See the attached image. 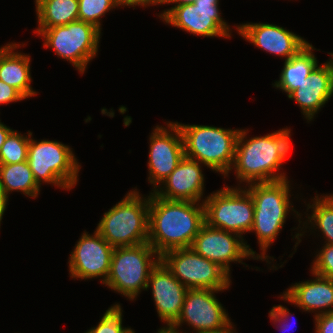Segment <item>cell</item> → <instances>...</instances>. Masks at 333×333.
<instances>
[{
  "label": "cell",
  "instance_id": "cell-24",
  "mask_svg": "<svg viewBox=\"0 0 333 333\" xmlns=\"http://www.w3.org/2000/svg\"><path fill=\"white\" fill-rule=\"evenodd\" d=\"M0 183L6 194L19 190L25 195L37 197L40 186L34 180L28 161L14 164H0Z\"/></svg>",
  "mask_w": 333,
  "mask_h": 333
},
{
  "label": "cell",
  "instance_id": "cell-12",
  "mask_svg": "<svg viewBox=\"0 0 333 333\" xmlns=\"http://www.w3.org/2000/svg\"><path fill=\"white\" fill-rule=\"evenodd\" d=\"M231 233L212 228L205 223L195 236L191 248L197 254L219 264L229 273L231 261L241 263V259L255 256V252L249 248V245H246L245 242L243 243V238L240 240L242 236L235 233L234 237Z\"/></svg>",
  "mask_w": 333,
  "mask_h": 333
},
{
  "label": "cell",
  "instance_id": "cell-6",
  "mask_svg": "<svg viewBox=\"0 0 333 333\" xmlns=\"http://www.w3.org/2000/svg\"><path fill=\"white\" fill-rule=\"evenodd\" d=\"M153 254H157L156 260H151ZM159 261L160 256L148 242L115 247L104 284L129 299H134L140 289H147L149 275Z\"/></svg>",
  "mask_w": 333,
  "mask_h": 333
},
{
  "label": "cell",
  "instance_id": "cell-34",
  "mask_svg": "<svg viewBox=\"0 0 333 333\" xmlns=\"http://www.w3.org/2000/svg\"><path fill=\"white\" fill-rule=\"evenodd\" d=\"M7 201H8V195L6 194L4 188L2 187V185L0 183V222L2 220V216L6 209Z\"/></svg>",
  "mask_w": 333,
  "mask_h": 333
},
{
  "label": "cell",
  "instance_id": "cell-22",
  "mask_svg": "<svg viewBox=\"0 0 333 333\" xmlns=\"http://www.w3.org/2000/svg\"><path fill=\"white\" fill-rule=\"evenodd\" d=\"M313 49L312 45L308 44L296 56L285 60L280 79L274 86L288 93L287 96L299 87L304 89L309 75L318 65L311 52Z\"/></svg>",
  "mask_w": 333,
  "mask_h": 333
},
{
  "label": "cell",
  "instance_id": "cell-2",
  "mask_svg": "<svg viewBox=\"0 0 333 333\" xmlns=\"http://www.w3.org/2000/svg\"><path fill=\"white\" fill-rule=\"evenodd\" d=\"M240 130L236 142L234 167L239 180L255 183L285 180V175L274 174L290 150V131L282 129L263 137L246 140ZM276 175V176H275Z\"/></svg>",
  "mask_w": 333,
  "mask_h": 333
},
{
  "label": "cell",
  "instance_id": "cell-25",
  "mask_svg": "<svg viewBox=\"0 0 333 333\" xmlns=\"http://www.w3.org/2000/svg\"><path fill=\"white\" fill-rule=\"evenodd\" d=\"M31 132L28 137L18 134L12 130L7 136L4 144L0 149V164H14L27 161L28 146Z\"/></svg>",
  "mask_w": 333,
  "mask_h": 333
},
{
  "label": "cell",
  "instance_id": "cell-30",
  "mask_svg": "<svg viewBox=\"0 0 333 333\" xmlns=\"http://www.w3.org/2000/svg\"><path fill=\"white\" fill-rule=\"evenodd\" d=\"M26 99L17 89L0 80V104Z\"/></svg>",
  "mask_w": 333,
  "mask_h": 333
},
{
  "label": "cell",
  "instance_id": "cell-10",
  "mask_svg": "<svg viewBox=\"0 0 333 333\" xmlns=\"http://www.w3.org/2000/svg\"><path fill=\"white\" fill-rule=\"evenodd\" d=\"M205 223L216 229L237 233L251 231L254 216V203L246 190L235 188L221 189L209 195L203 202Z\"/></svg>",
  "mask_w": 333,
  "mask_h": 333
},
{
  "label": "cell",
  "instance_id": "cell-21",
  "mask_svg": "<svg viewBox=\"0 0 333 333\" xmlns=\"http://www.w3.org/2000/svg\"><path fill=\"white\" fill-rule=\"evenodd\" d=\"M16 44L0 48V80L17 89L25 98L36 95L30 86V57L13 52Z\"/></svg>",
  "mask_w": 333,
  "mask_h": 333
},
{
  "label": "cell",
  "instance_id": "cell-19",
  "mask_svg": "<svg viewBox=\"0 0 333 333\" xmlns=\"http://www.w3.org/2000/svg\"><path fill=\"white\" fill-rule=\"evenodd\" d=\"M333 94V60L318 65L309 75L306 87L294 90L288 98L294 99L305 117L311 120L314 114L330 99Z\"/></svg>",
  "mask_w": 333,
  "mask_h": 333
},
{
  "label": "cell",
  "instance_id": "cell-5",
  "mask_svg": "<svg viewBox=\"0 0 333 333\" xmlns=\"http://www.w3.org/2000/svg\"><path fill=\"white\" fill-rule=\"evenodd\" d=\"M289 182L287 179L273 182L251 183L247 190L254 203L251 231L256 232L263 254L257 259H267L265 250L273 243L283 227L289 211Z\"/></svg>",
  "mask_w": 333,
  "mask_h": 333
},
{
  "label": "cell",
  "instance_id": "cell-9",
  "mask_svg": "<svg viewBox=\"0 0 333 333\" xmlns=\"http://www.w3.org/2000/svg\"><path fill=\"white\" fill-rule=\"evenodd\" d=\"M160 260L188 289L224 290L230 285L229 273L225 269L192 248L167 251Z\"/></svg>",
  "mask_w": 333,
  "mask_h": 333
},
{
  "label": "cell",
  "instance_id": "cell-35",
  "mask_svg": "<svg viewBox=\"0 0 333 333\" xmlns=\"http://www.w3.org/2000/svg\"><path fill=\"white\" fill-rule=\"evenodd\" d=\"M11 131L12 129L8 128L0 122V149Z\"/></svg>",
  "mask_w": 333,
  "mask_h": 333
},
{
  "label": "cell",
  "instance_id": "cell-28",
  "mask_svg": "<svg viewBox=\"0 0 333 333\" xmlns=\"http://www.w3.org/2000/svg\"><path fill=\"white\" fill-rule=\"evenodd\" d=\"M86 333H135L130 328L122 327V312L119 304L110 307L99 324Z\"/></svg>",
  "mask_w": 333,
  "mask_h": 333
},
{
  "label": "cell",
  "instance_id": "cell-29",
  "mask_svg": "<svg viewBox=\"0 0 333 333\" xmlns=\"http://www.w3.org/2000/svg\"><path fill=\"white\" fill-rule=\"evenodd\" d=\"M317 256L312 273L333 279V245L326 244Z\"/></svg>",
  "mask_w": 333,
  "mask_h": 333
},
{
  "label": "cell",
  "instance_id": "cell-18",
  "mask_svg": "<svg viewBox=\"0 0 333 333\" xmlns=\"http://www.w3.org/2000/svg\"><path fill=\"white\" fill-rule=\"evenodd\" d=\"M198 161L184 156L175 170L162 182L165 191L154 194L167 200L198 202L203 195L204 177Z\"/></svg>",
  "mask_w": 333,
  "mask_h": 333
},
{
  "label": "cell",
  "instance_id": "cell-1",
  "mask_svg": "<svg viewBox=\"0 0 333 333\" xmlns=\"http://www.w3.org/2000/svg\"><path fill=\"white\" fill-rule=\"evenodd\" d=\"M195 203L167 200L151 193L148 243L159 256L173 249L191 248L205 224L204 204Z\"/></svg>",
  "mask_w": 333,
  "mask_h": 333
},
{
  "label": "cell",
  "instance_id": "cell-26",
  "mask_svg": "<svg viewBox=\"0 0 333 333\" xmlns=\"http://www.w3.org/2000/svg\"><path fill=\"white\" fill-rule=\"evenodd\" d=\"M315 200L314 204L309 206V208L313 207V213L308 219L310 222L314 220L315 225L322 231L328 241L326 244L333 245V195H326L323 198L316 196Z\"/></svg>",
  "mask_w": 333,
  "mask_h": 333
},
{
  "label": "cell",
  "instance_id": "cell-31",
  "mask_svg": "<svg viewBox=\"0 0 333 333\" xmlns=\"http://www.w3.org/2000/svg\"><path fill=\"white\" fill-rule=\"evenodd\" d=\"M316 333H333V312L317 314Z\"/></svg>",
  "mask_w": 333,
  "mask_h": 333
},
{
  "label": "cell",
  "instance_id": "cell-4",
  "mask_svg": "<svg viewBox=\"0 0 333 333\" xmlns=\"http://www.w3.org/2000/svg\"><path fill=\"white\" fill-rule=\"evenodd\" d=\"M181 131L184 155L203 163L225 176L234 162L236 142L240 130L204 125H182L176 123ZM231 165V166H230Z\"/></svg>",
  "mask_w": 333,
  "mask_h": 333
},
{
  "label": "cell",
  "instance_id": "cell-16",
  "mask_svg": "<svg viewBox=\"0 0 333 333\" xmlns=\"http://www.w3.org/2000/svg\"><path fill=\"white\" fill-rule=\"evenodd\" d=\"M156 309L161 320L171 327L179 318L188 290L160 260L152 269L149 279Z\"/></svg>",
  "mask_w": 333,
  "mask_h": 333
},
{
  "label": "cell",
  "instance_id": "cell-13",
  "mask_svg": "<svg viewBox=\"0 0 333 333\" xmlns=\"http://www.w3.org/2000/svg\"><path fill=\"white\" fill-rule=\"evenodd\" d=\"M113 250L114 247L97 230L94 236L84 232L70 255V276L81 279L103 276L102 283H105Z\"/></svg>",
  "mask_w": 333,
  "mask_h": 333
},
{
  "label": "cell",
  "instance_id": "cell-7",
  "mask_svg": "<svg viewBox=\"0 0 333 333\" xmlns=\"http://www.w3.org/2000/svg\"><path fill=\"white\" fill-rule=\"evenodd\" d=\"M27 161L39 186L44 181L70 189L77 183L80 165L71 149L60 142L42 140L37 143L30 138Z\"/></svg>",
  "mask_w": 333,
  "mask_h": 333
},
{
  "label": "cell",
  "instance_id": "cell-38",
  "mask_svg": "<svg viewBox=\"0 0 333 333\" xmlns=\"http://www.w3.org/2000/svg\"><path fill=\"white\" fill-rule=\"evenodd\" d=\"M158 333H179L177 329H172L171 327H164L158 331Z\"/></svg>",
  "mask_w": 333,
  "mask_h": 333
},
{
  "label": "cell",
  "instance_id": "cell-8",
  "mask_svg": "<svg viewBox=\"0 0 333 333\" xmlns=\"http://www.w3.org/2000/svg\"><path fill=\"white\" fill-rule=\"evenodd\" d=\"M100 31L91 23L77 20L67 25L38 28L36 33L45 38V47H52L57 55L83 73L98 51Z\"/></svg>",
  "mask_w": 333,
  "mask_h": 333
},
{
  "label": "cell",
  "instance_id": "cell-17",
  "mask_svg": "<svg viewBox=\"0 0 333 333\" xmlns=\"http://www.w3.org/2000/svg\"><path fill=\"white\" fill-rule=\"evenodd\" d=\"M238 33L263 50L287 57L296 56L309 43L298 35L272 24H245L237 27Z\"/></svg>",
  "mask_w": 333,
  "mask_h": 333
},
{
  "label": "cell",
  "instance_id": "cell-14",
  "mask_svg": "<svg viewBox=\"0 0 333 333\" xmlns=\"http://www.w3.org/2000/svg\"><path fill=\"white\" fill-rule=\"evenodd\" d=\"M213 289H188L184 298L182 311L177 321L171 326L178 329L183 321L188 322L197 333L219 329L230 319L225 309L214 296Z\"/></svg>",
  "mask_w": 333,
  "mask_h": 333
},
{
  "label": "cell",
  "instance_id": "cell-23",
  "mask_svg": "<svg viewBox=\"0 0 333 333\" xmlns=\"http://www.w3.org/2000/svg\"><path fill=\"white\" fill-rule=\"evenodd\" d=\"M38 28L67 25L78 20V0H36Z\"/></svg>",
  "mask_w": 333,
  "mask_h": 333
},
{
  "label": "cell",
  "instance_id": "cell-20",
  "mask_svg": "<svg viewBox=\"0 0 333 333\" xmlns=\"http://www.w3.org/2000/svg\"><path fill=\"white\" fill-rule=\"evenodd\" d=\"M316 275L315 280L306 281L302 283H295L287 292L282 295L285 299L304 311H313L315 309H322L319 314L333 312V279Z\"/></svg>",
  "mask_w": 333,
  "mask_h": 333
},
{
  "label": "cell",
  "instance_id": "cell-33",
  "mask_svg": "<svg viewBox=\"0 0 333 333\" xmlns=\"http://www.w3.org/2000/svg\"><path fill=\"white\" fill-rule=\"evenodd\" d=\"M117 6L118 5H126V6H136V5H141V6H146L149 4H163V0H115Z\"/></svg>",
  "mask_w": 333,
  "mask_h": 333
},
{
  "label": "cell",
  "instance_id": "cell-32",
  "mask_svg": "<svg viewBox=\"0 0 333 333\" xmlns=\"http://www.w3.org/2000/svg\"><path fill=\"white\" fill-rule=\"evenodd\" d=\"M269 313H270L269 316L271 317V320H274L275 322L279 321V323H280L281 321L288 320L287 318L289 316V311L287 308L283 307L282 305L273 306V308L271 309V311ZM281 328H283L282 330H285L290 327L286 323Z\"/></svg>",
  "mask_w": 333,
  "mask_h": 333
},
{
  "label": "cell",
  "instance_id": "cell-3",
  "mask_svg": "<svg viewBox=\"0 0 333 333\" xmlns=\"http://www.w3.org/2000/svg\"><path fill=\"white\" fill-rule=\"evenodd\" d=\"M144 200L138 192L131 191L104 214L96 230L112 247L148 242L149 196Z\"/></svg>",
  "mask_w": 333,
  "mask_h": 333
},
{
  "label": "cell",
  "instance_id": "cell-36",
  "mask_svg": "<svg viewBox=\"0 0 333 333\" xmlns=\"http://www.w3.org/2000/svg\"><path fill=\"white\" fill-rule=\"evenodd\" d=\"M231 327H232V324L229 321L226 325H224L223 327H221L219 329H214L211 331H205V332H201V333H233Z\"/></svg>",
  "mask_w": 333,
  "mask_h": 333
},
{
  "label": "cell",
  "instance_id": "cell-15",
  "mask_svg": "<svg viewBox=\"0 0 333 333\" xmlns=\"http://www.w3.org/2000/svg\"><path fill=\"white\" fill-rule=\"evenodd\" d=\"M175 135L166 128L156 126L150 137L149 181L157 188L177 167L185 156L181 131L176 123L167 124Z\"/></svg>",
  "mask_w": 333,
  "mask_h": 333
},
{
  "label": "cell",
  "instance_id": "cell-11",
  "mask_svg": "<svg viewBox=\"0 0 333 333\" xmlns=\"http://www.w3.org/2000/svg\"><path fill=\"white\" fill-rule=\"evenodd\" d=\"M219 0H197L194 4L175 6L161 14L170 23L191 34L205 37H230L229 26L219 15Z\"/></svg>",
  "mask_w": 333,
  "mask_h": 333
},
{
  "label": "cell",
  "instance_id": "cell-27",
  "mask_svg": "<svg viewBox=\"0 0 333 333\" xmlns=\"http://www.w3.org/2000/svg\"><path fill=\"white\" fill-rule=\"evenodd\" d=\"M115 0H78V20L100 27V17L116 7Z\"/></svg>",
  "mask_w": 333,
  "mask_h": 333
},
{
  "label": "cell",
  "instance_id": "cell-37",
  "mask_svg": "<svg viewBox=\"0 0 333 333\" xmlns=\"http://www.w3.org/2000/svg\"><path fill=\"white\" fill-rule=\"evenodd\" d=\"M197 0H163V3H177L175 6H180L184 4L195 3Z\"/></svg>",
  "mask_w": 333,
  "mask_h": 333
}]
</instances>
